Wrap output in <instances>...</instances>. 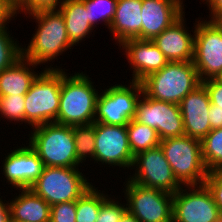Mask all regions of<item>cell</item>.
<instances>
[{
  "label": "cell",
  "mask_w": 222,
  "mask_h": 222,
  "mask_svg": "<svg viewBox=\"0 0 222 222\" xmlns=\"http://www.w3.org/2000/svg\"><path fill=\"white\" fill-rule=\"evenodd\" d=\"M215 80L222 84V72L215 78Z\"/></svg>",
  "instance_id": "obj_41"
},
{
  "label": "cell",
  "mask_w": 222,
  "mask_h": 222,
  "mask_svg": "<svg viewBox=\"0 0 222 222\" xmlns=\"http://www.w3.org/2000/svg\"><path fill=\"white\" fill-rule=\"evenodd\" d=\"M1 198L3 197H0V222H11L9 201L3 200Z\"/></svg>",
  "instance_id": "obj_39"
},
{
  "label": "cell",
  "mask_w": 222,
  "mask_h": 222,
  "mask_svg": "<svg viewBox=\"0 0 222 222\" xmlns=\"http://www.w3.org/2000/svg\"><path fill=\"white\" fill-rule=\"evenodd\" d=\"M185 22L184 13L152 40L169 62L193 61L195 35L191 34Z\"/></svg>",
  "instance_id": "obj_19"
},
{
  "label": "cell",
  "mask_w": 222,
  "mask_h": 222,
  "mask_svg": "<svg viewBox=\"0 0 222 222\" xmlns=\"http://www.w3.org/2000/svg\"><path fill=\"white\" fill-rule=\"evenodd\" d=\"M34 19L36 31L28 46L22 47V56L43 67L48 62H55L58 56L74 46L69 40L63 15L58 9L39 10L23 17ZM38 27V28H37Z\"/></svg>",
  "instance_id": "obj_1"
},
{
  "label": "cell",
  "mask_w": 222,
  "mask_h": 222,
  "mask_svg": "<svg viewBox=\"0 0 222 222\" xmlns=\"http://www.w3.org/2000/svg\"><path fill=\"white\" fill-rule=\"evenodd\" d=\"M142 0H117L115 14L109 27L117 45L130 39H141Z\"/></svg>",
  "instance_id": "obj_20"
},
{
  "label": "cell",
  "mask_w": 222,
  "mask_h": 222,
  "mask_svg": "<svg viewBox=\"0 0 222 222\" xmlns=\"http://www.w3.org/2000/svg\"><path fill=\"white\" fill-rule=\"evenodd\" d=\"M204 185L210 191L213 200L222 208V170L209 172L204 181Z\"/></svg>",
  "instance_id": "obj_34"
},
{
  "label": "cell",
  "mask_w": 222,
  "mask_h": 222,
  "mask_svg": "<svg viewBox=\"0 0 222 222\" xmlns=\"http://www.w3.org/2000/svg\"><path fill=\"white\" fill-rule=\"evenodd\" d=\"M133 70L131 81L142 82L150 74L161 70L169 61L152 40L130 39L119 45Z\"/></svg>",
  "instance_id": "obj_16"
},
{
  "label": "cell",
  "mask_w": 222,
  "mask_h": 222,
  "mask_svg": "<svg viewBox=\"0 0 222 222\" xmlns=\"http://www.w3.org/2000/svg\"><path fill=\"white\" fill-rule=\"evenodd\" d=\"M184 6L183 0H142L141 39L161 34L185 13Z\"/></svg>",
  "instance_id": "obj_17"
},
{
  "label": "cell",
  "mask_w": 222,
  "mask_h": 222,
  "mask_svg": "<svg viewBox=\"0 0 222 222\" xmlns=\"http://www.w3.org/2000/svg\"><path fill=\"white\" fill-rule=\"evenodd\" d=\"M208 117L211 129L222 128V108H215V105L210 104Z\"/></svg>",
  "instance_id": "obj_38"
},
{
  "label": "cell",
  "mask_w": 222,
  "mask_h": 222,
  "mask_svg": "<svg viewBox=\"0 0 222 222\" xmlns=\"http://www.w3.org/2000/svg\"><path fill=\"white\" fill-rule=\"evenodd\" d=\"M201 83L207 89L210 103L215 105V108H222V84L215 79H207Z\"/></svg>",
  "instance_id": "obj_35"
},
{
  "label": "cell",
  "mask_w": 222,
  "mask_h": 222,
  "mask_svg": "<svg viewBox=\"0 0 222 222\" xmlns=\"http://www.w3.org/2000/svg\"><path fill=\"white\" fill-rule=\"evenodd\" d=\"M143 92L150 98L179 104L201 81L193 61L169 62L142 82Z\"/></svg>",
  "instance_id": "obj_4"
},
{
  "label": "cell",
  "mask_w": 222,
  "mask_h": 222,
  "mask_svg": "<svg viewBox=\"0 0 222 222\" xmlns=\"http://www.w3.org/2000/svg\"><path fill=\"white\" fill-rule=\"evenodd\" d=\"M0 116L10 123H25V95L0 96Z\"/></svg>",
  "instance_id": "obj_30"
},
{
  "label": "cell",
  "mask_w": 222,
  "mask_h": 222,
  "mask_svg": "<svg viewBox=\"0 0 222 222\" xmlns=\"http://www.w3.org/2000/svg\"><path fill=\"white\" fill-rule=\"evenodd\" d=\"M118 222H140L134 215L126 211Z\"/></svg>",
  "instance_id": "obj_40"
},
{
  "label": "cell",
  "mask_w": 222,
  "mask_h": 222,
  "mask_svg": "<svg viewBox=\"0 0 222 222\" xmlns=\"http://www.w3.org/2000/svg\"><path fill=\"white\" fill-rule=\"evenodd\" d=\"M18 192L9 200L11 222H50L51 206L43 198L31 189Z\"/></svg>",
  "instance_id": "obj_21"
},
{
  "label": "cell",
  "mask_w": 222,
  "mask_h": 222,
  "mask_svg": "<svg viewBox=\"0 0 222 222\" xmlns=\"http://www.w3.org/2000/svg\"><path fill=\"white\" fill-rule=\"evenodd\" d=\"M9 32L8 27L0 28V73L22 57L21 43Z\"/></svg>",
  "instance_id": "obj_29"
},
{
  "label": "cell",
  "mask_w": 222,
  "mask_h": 222,
  "mask_svg": "<svg viewBox=\"0 0 222 222\" xmlns=\"http://www.w3.org/2000/svg\"><path fill=\"white\" fill-rule=\"evenodd\" d=\"M38 64L23 56L0 73V96L25 95L40 72L34 71Z\"/></svg>",
  "instance_id": "obj_22"
},
{
  "label": "cell",
  "mask_w": 222,
  "mask_h": 222,
  "mask_svg": "<svg viewBox=\"0 0 222 222\" xmlns=\"http://www.w3.org/2000/svg\"><path fill=\"white\" fill-rule=\"evenodd\" d=\"M115 84L101 88L97 99L94 122L114 126H127L133 119L138 99L143 93L141 82ZM109 87V88H108Z\"/></svg>",
  "instance_id": "obj_8"
},
{
  "label": "cell",
  "mask_w": 222,
  "mask_h": 222,
  "mask_svg": "<svg viewBox=\"0 0 222 222\" xmlns=\"http://www.w3.org/2000/svg\"><path fill=\"white\" fill-rule=\"evenodd\" d=\"M214 222H222V219L219 217L216 221Z\"/></svg>",
  "instance_id": "obj_43"
},
{
  "label": "cell",
  "mask_w": 222,
  "mask_h": 222,
  "mask_svg": "<svg viewBox=\"0 0 222 222\" xmlns=\"http://www.w3.org/2000/svg\"><path fill=\"white\" fill-rule=\"evenodd\" d=\"M127 177L131 182L174 194L182 185L175 178L170 164L159 146L137 153Z\"/></svg>",
  "instance_id": "obj_11"
},
{
  "label": "cell",
  "mask_w": 222,
  "mask_h": 222,
  "mask_svg": "<svg viewBox=\"0 0 222 222\" xmlns=\"http://www.w3.org/2000/svg\"><path fill=\"white\" fill-rule=\"evenodd\" d=\"M108 196L105 191L91 186L76 201V222H96L102 201Z\"/></svg>",
  "instance_id": "obj_25"
},
{
  "label": "cell",
  "mask_w": 222,
  "mask_h": 222,
  "mask_svg": "<svg viewBox=\"0 0 222 222\" xmlns=\"http://www.w3.org/2000/svg\"><path fill=\"white\" fill-rule=\"evenodd\" d=\"M210 98L201 83L179 103L185 135L202 140L212 129L209 122Z\"/></svg>",
  "instance_id": "obj_18"
},
{
  "label": "cell",
  "mask_w": 222,
  "mask_h": 222,
  "mask_svg": "<svg viewBox=\"0 0 222 222\" xmlns=\"http://www.w3.org/2000/svg\"><path fill=\"white\" fill-rule=\"evenodd\" d=\"M165 158L182 186L202 185L209 171L202 158L201 140L186 135L160 140Z\"/></svg>",
  "instance_id": "obj_6"
},
{
  "label": "cell",
  "mask_w": 222,
  "mask_h": 222,
  "mask_svg": "<svg viewBox=\"0 0 222 222\" xmlns=\"http://www.w3.org/2000/svg\"><path fill=\"white\" fill-rule=\"evenodd\" d=\"M126 211V202L121 204L116 197L107 196L101 203L96 222H118Z\"/></svg>",
  "instance_id": "obj_31"
},
{
  "label": "cell",
  "mask_w": 222,
  "mask_h": 222,
  "mask_svg": "<svg viewBox=\"0 0 222 222\" xmlns=\"http://www.w3.org/2000/svg\"><path fill=\"white\" fill-rule=\"evenodd\" d=\"M85 176L75 167L44 166L42 174L30 189L50 206L77 201L93 184Z\"/></svg>",
  "instance_id": "obj_7"
},
{
  "label": "cell",
  "mask_w": 222,
  "mask_h": 222,
  "mask_svg": "<svg viewBox=\"0 0 222 222\" xmlns=\"http://www.w3.org/2000/svg\"><path fill=\"white\" fill-rule=\"evenodd\" d=\"M73 134L74 142L76 148L77 161L80 164L86 162V159L89 158L94 161L95 153V122L85 125H74Z\"/></svg>",
  "instance_id": "obj_27"
},
{
  "label": "cell",
  "mask_w": 222,
  "mask_h": 222,
  "mask_svg": "<svg viewBox=\"0 0 222 222\" xmlns=\"http://www.w3.org/2000/svg\"><path fill=\"white\" fill-rule=\"evenodd\" d=\"M52 66L46 65L25 94V126L34 128L57 119L62 67Z\"/></svg>",
  "instance_id": "obj_5"
},
{
  "label": "cell",
  "mask_w": 222,
  "mask_h": 222,
  "mask_svg": "<svg viewBox=\"0 0 222 222\" xmlns=\"http://www.w3.org/2000/svg\"><path fill=\"white\" fill-rule=\"evenodd\" d=\"M76 201L57 203L51 206L50 222H76Z\"/></svg>",
  "instance_id": "obj_33"
},
{
  "label": "cell",
  "mask_w": 222,
  "mask_h": 222,
  "mask_svg": "<svg viewBox=\"0 0 222 222\" xmlns=\"http://www.w3.org/2000/svg\"><path fill=\"white\" fill-rule=\"evenodd\" d=\"M219 216H220V218L222 219V208L220 209Z\"/></svg>",
  "instance_id": "obj_42"
},
{
  "label": "cell",
  "mask_w": 222,
  "mask_h": 222,
  "mask_svg": "<svg viewBox=\"0 0 222 222\" xmlns=\"http://www.w3.org/2000/svg\"><path fill=\"white\" fill-rule=\"evenodd\" d=\"M195 21L193 63L200 81L215 79L222 72V24L218 20Z\"/></svg>",
  "instance_id": "obj_9"
},
{
  "label": "cell",
  "mask_w": 222,
  "mask_h": 222,
  "mask_svg": "<svg viewBox=\"0 0 222 222\" xmlns=\"http://www.w3.org/2000/svg\"><path fill=\"white\" fill-rule=\"evenodd\" d=\"M88 11V21L93 28L99 25V21L107 26L108 30L112 23L117 0H82Z\"/></svg>",
  "instance_id": "obj_28"
},
{
  "label": "cell",
  "mask_w": 222,
  "mask_h": 222,
  "mask_svg": "<svg viewBox=\"0 0 222 222\" xmlns=\"http://www.w3.org/2000/svg\"><path fill=\"white\" fill-rule=\"evenodd\" d=\"M57 9L64 17L69 40L74 46L90 38L94 28L88 21V11L82 0H64Z\"/></svg>",
  "instance_id": "obj_23"
},
{
  "label": "cell",
  "mask_w": 222,
  "mask_h": 222,
  "mask_svg": "<svg viewBox=\"0 0 222 222\" xmlns=\"http://www.w3.org/2000/svg\"><path fill=\"white\" fill-rule=\"evenodd\" d=\"M218 21L222 24V16L218 19Z\"/></svg>",
  "instance_id": "obj_44"
},
{
  "label": "cell",
  "mask_w": 222,
  "mask_h": 222,
  "mask_svg": "<svg viewBox=\"0 0 222 222\" xmlns=\"http://www.w3.org/2000/svg\"><path fill=\"white\" fill-rule=\"evenodd\" d=\"M123 185L127 211L140 222H172L173 194L128 179Z\"/></svg>",
  "instance_id": "obj_10"
},
{
  "label": "cell",
  "mask_w": 222,
  "mask_h": 222,
  "mask_svg": "<svg viewBox=\"0 0 222 222\" xmlns=\"http://www.w3.org/2000/svg\"><path fill=\"white\" fill-rule=\"evenodd\" d=\"M64 0H14L16 14L24 15L39 10L57 9Z\"/></svg>",
  "instance_id": "obj_32"
},
{
  "label": "cell",
  "mask_w": 222,
  "mask_h": 222,
  "mask_svg": "<svg viewBox=\"0 0 222 222\" xmlns=\"http://www.w3.org/2000/svg\"><path fill=\"white\" fill-rule=\"evenodd\" d=\"M95 141L94 163L131 170L134 155L129 146L126 126L95 122Z\"/></svg>",
  "instance_id": "obj_14"
},
{
  "label": "cell",
  "mask_w": 222,
  "mask_h": 222,
  "mask_svg": "<svg viewBox=\"0 0 222 222\" xmlns=\"http://www.w3.org/2000/svg\"><path fill=\"white\" fill-rule=\"evenodd\" d=\"M126 127L129 146L134 156L139 152L160 145L159 136L154 128L141 124L133 119Z\"/></svg>",
  "instance_id": "obj_24"
},
{
  "label": "cell",
  "mask_w": 222,
  "mask_h": 222,
  "mask_svg": "<svg viewBox=\"0 0 222 222\" xmlns=\"http://www.w3.org/2000/svg\"><path fill=\"white\" fill-rule=\"evenodd\" d=\"M207 4L210 20H218L222 16V0H200Z\"/></svg>",
  "instance_id": "obj_37"
},
{
  "label": "cell",
  "mask_w": 222,
  "mask_h": 222,
  "mask_svg": "<svg viewBox=\"0 0 222 222\" xmlns=\"http://www.w3.org/2000/svg\"><path fill=\"white\" fill-rule=\"evenodd\" d=\"M133 120L154 128L160 140L185 135L179 104L150 98L144 92L136 104Z\"/></svg>",
  "instance_id": "obj_12"
},
{
  "label": "cell",
  "mask_w": 222,
  "mask_h": 222,
  "mask_svg": "<svg viewBox=\"0 0 222 222\" xmlns=\"http://www.w3.org/2000/svg\"><path fill=\"white\" fill-rule=\"evenodd\" d=\"M30 147L48 167H81L77 161L72 126L50 122L32 128Z\"/></svg>",
  "instance_id": "obj_3"
},
{
  "label": "cell",
  "mask_w": 222,
  "mask_h": 222,
  "mask_svg": "<svg viewBox=\"0 0 222 222\" xmlns=\"http://www.w3.org/2000/svg\"><path fill=\"white\" fill-rule=\"evenodd\" d=\"M16 16L14 0H0V28L7 27L6 25Z\"/></svg>",
  "instance_id": "obj_36"
},
{
  "label": "cell",
  "mask_w": 222,
  "mask_h": 222,
  "mask_svg": "<svg viewBox=\"0 0 222 222\" xmlns=\"http://www.w3.org/2000/svg\"><path fill=\"white\" fill-rule=\"evenodd\" d=\"M65 70L61 69L60 104L55 122L67 126L94 123L99 95L95 82L83 71L73 75Z\"/></svg>",
  "instance_id": "obj_2"
},
{
  "label": "cell",
  "mask_w": 222,
  "mask_h": 222,
  "mask_svg": "<svg viewBox=\"0 0 222 222\" xmlns=\"http://www.w3.org/2000/svg\"><path fill=\"white\" fill-rule=\"evenodd\" d=\"M201 150L209 172L222 170V128L212 129L201 140Z\"/></svg>",
  "instance_id": "obj_26"
},
{
  "label": "cell",
  "mask_w": 222,
  "mask_h": 222,
  "mask_svg": "<svg viewBox=\"0 0 222 222\" xmlns=\"http://www.w3.org/2000/svg\"><path fill=\"white\" fill-rule=\"evenodd\" d=\"M22 145L19 148H13L1 161L3 164L1 172L6 182L15 190L30 189L44 168L43 161L30 145L25 146V143Z\"/></svg>",
  "instance_id": "obj_15"
},
{
  "label": "cell",
  "mask_w": 222,
  "mask_h": 222,
  "mask_svg": "<svg viewBox=\"0 0 222 222\" xmlns=\"http://www.w3.org/2000/svg\"><path fill=\"white\" fill-rule=\"evenodd\" d=\"M219 213L204 184L182 186L173 194L172 222H214Z\"/></svg>",
  "instance_id": "obj_13"
}]
</instances>
